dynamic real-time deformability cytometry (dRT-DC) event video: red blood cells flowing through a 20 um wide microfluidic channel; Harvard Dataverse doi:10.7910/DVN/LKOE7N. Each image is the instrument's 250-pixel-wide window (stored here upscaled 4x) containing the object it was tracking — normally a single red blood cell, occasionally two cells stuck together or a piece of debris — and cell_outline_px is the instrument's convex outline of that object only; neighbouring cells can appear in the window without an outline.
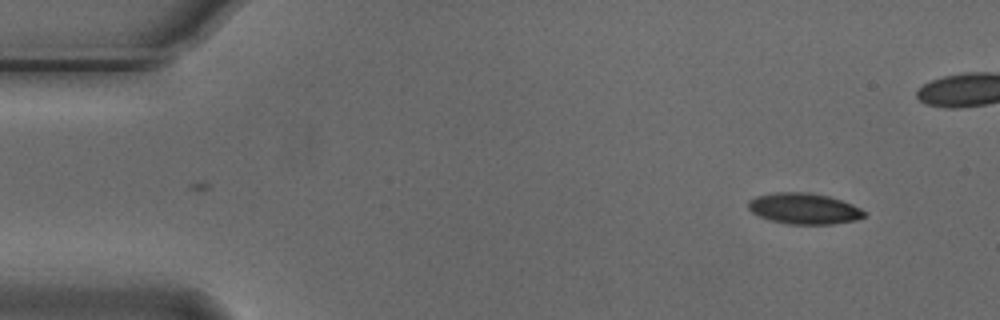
{"species": "Egyptian fruit bat (a non-hibernating species)", "species_latin": "Rousettus aegyptiacus", "temperature_condition": "cold", "stored_images_in_passage": 5, "camera_frame_rate_fps": 3000, "um_per_image_px": 0.085, "animal": {"sex": "male"}, "frame": {"image": 1, "passage_image": 1, "time_ms": 0.0, "image_size_px": [1000, 320], "cell_outline_px": [[864, 216], [856, 220], [832, 224], [788, 224], [772, 220], [760, 216], [752, 212], [748, 208], [748, 200], [756, 196], [776, 192], [808, 192], [828, 196], [852, 204], [860, 208], [864, 212]], "centroid_in_image_um": [68.32, 17.72], "position_along_channel_um": 16.7, "area_um2": 20.75}}